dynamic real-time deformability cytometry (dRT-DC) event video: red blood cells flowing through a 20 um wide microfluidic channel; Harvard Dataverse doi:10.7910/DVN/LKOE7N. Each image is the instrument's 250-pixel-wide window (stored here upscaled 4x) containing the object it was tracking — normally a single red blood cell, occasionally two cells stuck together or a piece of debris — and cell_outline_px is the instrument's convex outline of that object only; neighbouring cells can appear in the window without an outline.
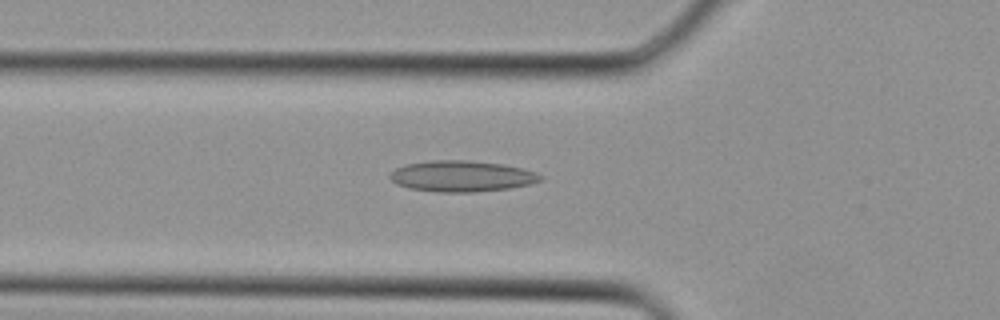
{"species": "Egyptian fruit bat (a non-hibernating species)", "species_latin": "Rousettus aegyptiacus", "temperature_condition": "cold", "stored_images_in_passage": 25, "camera_frame_rate_fps": 3000, "um_per_image_px": 0.085, "animal": {"sex": "female"}, "frame": {"image": 1, "passage_image": 6, "time_ms": 1.667, "image_size_px": [1000, 320], "cell_outline_px": [[544, 176], [540, 180], [528, 184], [508, 188], [476, 192], [436, 192], [408, 188], [396, 184], [388, 176], [396, 168], [408, 164], [432, 160], [468, 160], [504, 164], [524, 168], [536, 172]], "centroid_in_image_um": [39.25, 14.97], "position_along_channel_um": 86.5, "area_um2": 27.22}}
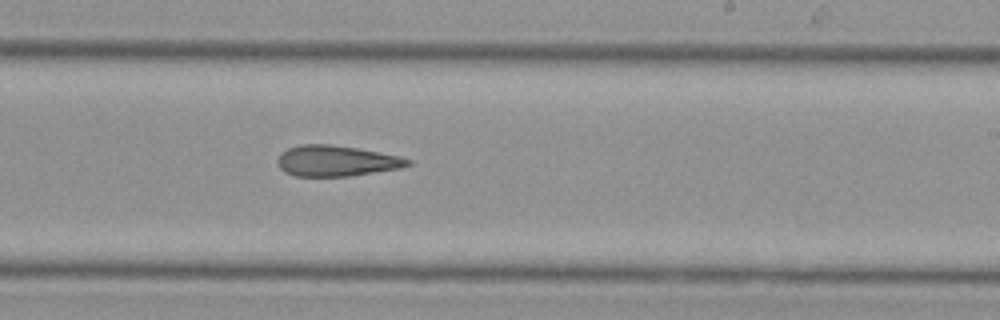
{"frame": {"image": 2, "passage_image": 15, "time_ms": 4.667, "image_size_px": [1000, 320], "cell_outline_px": [[412, 164], [400, 168], [352, 176], [296, 176], [284, 172], [280, 168], [276, 160], [280, 152], [288, 148], [300, 144], [328, 144], [356, 148], [400, 156], [412, 160]], "centroid_in_image_um": [28.57, 13.68], "position_along_channel_um": 260.4, "area_um2": 23.47}}
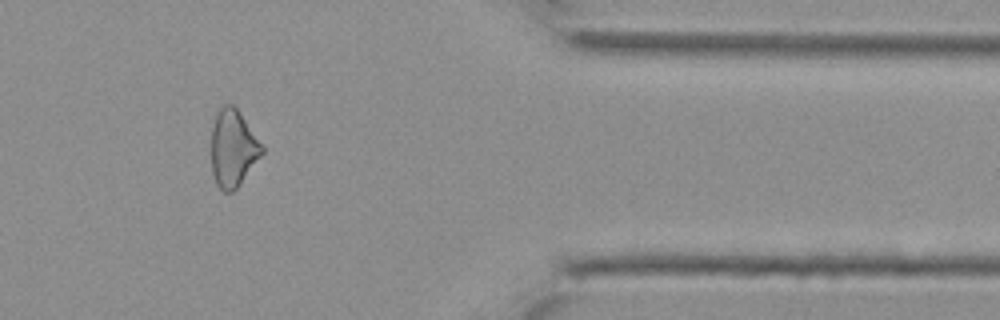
{"frame": {"image": 3, "passage_image": 23, "time_ms": 7.333, "image_size_px": [1000, 320], "cell_outline_px": [[264, 152], [236, 188], [232, 192], [224, 192], [216, 184], [212, 172], [212, 128], [216, 116], [220, 108], [224, 104], [232, 104], [236, 108], [264, 148]], "centroid_in_image_um": [19.79, 12.62], "position_along_channel_um": 391.6, "area_um2": 22.2}}